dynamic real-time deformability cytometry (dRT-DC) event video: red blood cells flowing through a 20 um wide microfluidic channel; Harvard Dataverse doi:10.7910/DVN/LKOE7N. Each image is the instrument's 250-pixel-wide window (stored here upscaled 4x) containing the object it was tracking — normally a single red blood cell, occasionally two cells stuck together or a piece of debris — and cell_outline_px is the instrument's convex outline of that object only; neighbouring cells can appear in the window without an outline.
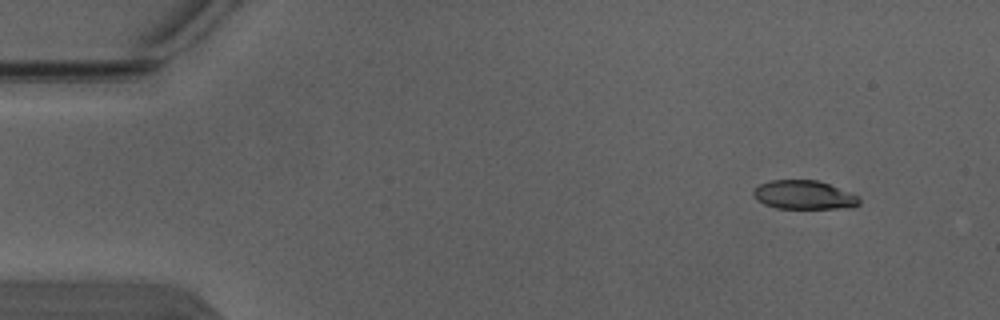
{"species": "Egyptian fruit bat (a non-hibernating species)", "species_latin": "Rousettus aegyptiacus", "temperature_condition": "warm", "stored_images_in_passage": 4, "camera_frame_rate_fps": 3000, "um_per_image_px": 0.085, "animal": {"sex": "male"}, "frame": {"image": 1, "passage_image": 1, "time_ms": 0.0, "image_size_px": [1000, 320], "cell_outline_px": [[860, 204], [852, 208], [776, 208], [764, 204], [756, 200], [752, 196], [752, 192], [760, 184], [768, 180], [816, 180], [828, 184], [860, 196]], "centroid_in_image_um": [68.33, 16.57], "position_along_channel_um": 16.7, "area_um2": 17.86}}
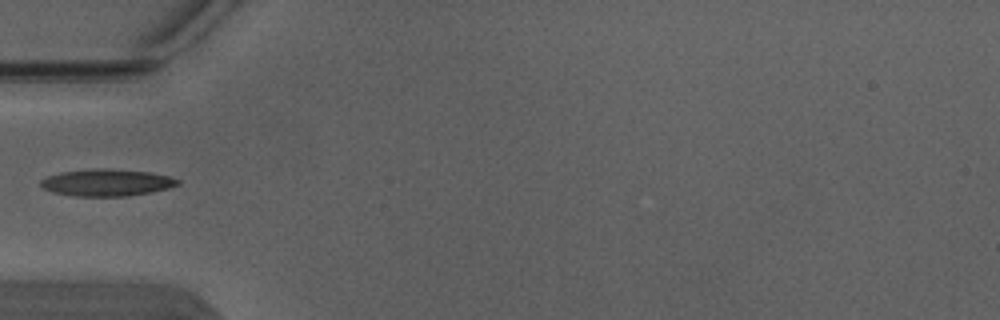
{"frame": {"image": 2, "passage_image": 4, "time_ms": 1.0, "image_size_px": [1000, 320], "cell_outline_px": [[180, 184], [168, 188], [152, 192], [128, 196], [72, 196], [52, 192], [44, 188], [40, 184], [40, 180], [48, 176], [60, 172], [100, 168], [148, 172], [168, 176], [180, 180]], "centroid_in_image_um": [9.07, 15.53], "position_along_channel_um": 75.9, "area_um2": 21.39}}